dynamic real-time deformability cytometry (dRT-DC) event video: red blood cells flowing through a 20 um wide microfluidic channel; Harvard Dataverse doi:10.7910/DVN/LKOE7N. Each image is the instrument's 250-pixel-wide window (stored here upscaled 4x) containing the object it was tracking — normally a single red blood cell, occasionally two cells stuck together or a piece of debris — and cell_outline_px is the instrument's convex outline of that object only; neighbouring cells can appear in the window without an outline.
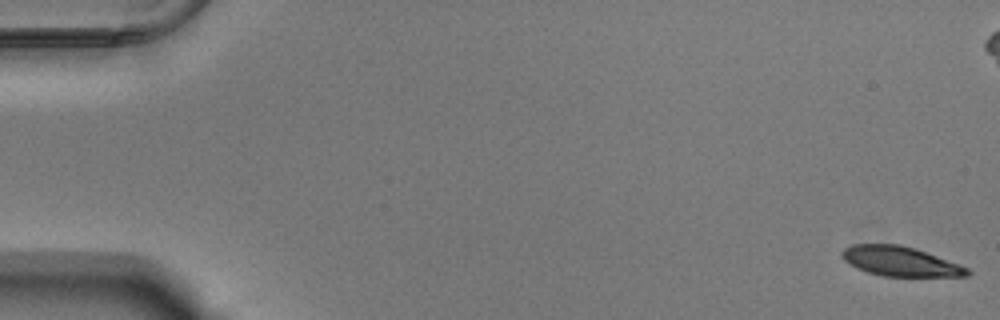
{"species": "Egyptian fruit bat (a non-hibernating species)", "species_latin": "Rousettus aegyptiacus", "temperature_condition": "warm", "stored_images_in_passage": 55, "camera_frame_rate_fps": 3000, "um_per_image_px": 0.085, "animal": {"sex": "male"}, "frame": {"image": 1, "passage_image": 1, "time_ms": 0.0, "image_size_px": [1000, 320], "cell_outline_px": [[972, 272], [968, 276], [880, 276], [856, 268], [848, 264], [840, 256], [840, 252], [844, 248], [852, 244], [900, 244], [960, 264], [968, 268]], "centroid_in_image_um": [76.47, 22.22], "position_along_channel_um": 8.5, "area_um2": 21.62}}
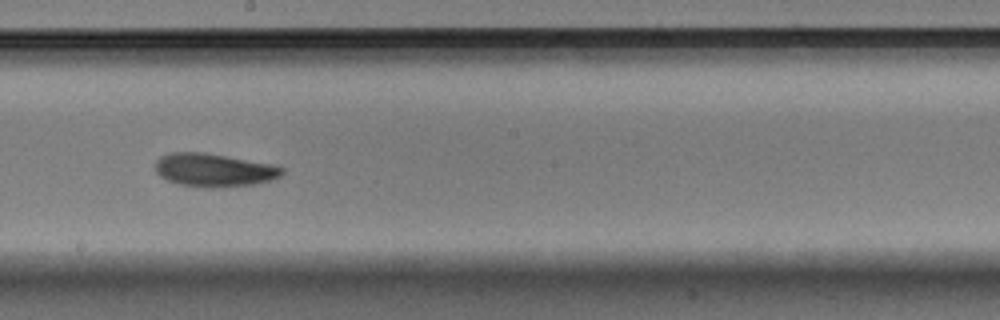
{"frame": {"image": 2, "passage_image": 31, "time_ms": 10.0, "image_size_px": [1000, 320], "cell_outline_px": [[284, 172], [280, 176], [272, 180], [256, 184], [216, 188], [204, 188], [180, 184], [168, 180], [160, 176], [156, 172], [156, 160], [160, 156], [168, 152], [204, 152], [272, 164], [284, 168]], "centroid_in_image_um": [18.19, 14.46], "position_along_channel_um": 230.0, "area_um2": 24.74}}
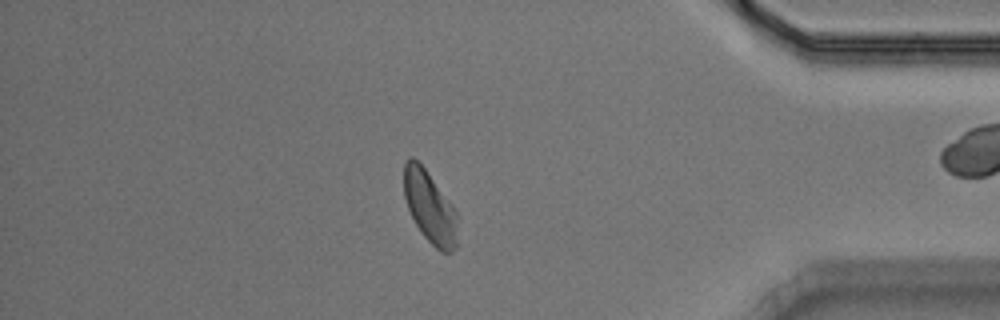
{"frame": {"image": 3, "passage_image": 47, "time_ms": 15.333, "image_size_px": [1000, 320], "cell_outline_px": [[456, 248], [452, 252], [440, 252], [420, 232], [408, 208], [404, 196], [404, 164], [408, 156], [412, 156], [424, 168], [456, 208]], "centroid_in_image_um": [36.53, 17.6], "position_along_channel_um": 398.7, "area_um2": 22.31}, "authors_computed_cell_mechanics": {"area_um2": 23.4668, "velocity_mm_per_s": 3.7349, "shape_relaxation_time_tau1_ms": 2.4059, "shape_relaxation_time_tau2_ms": 4.1315, "deformation_change_tau1": 0.1175, "deformation_change_tau2": 0.0986}}